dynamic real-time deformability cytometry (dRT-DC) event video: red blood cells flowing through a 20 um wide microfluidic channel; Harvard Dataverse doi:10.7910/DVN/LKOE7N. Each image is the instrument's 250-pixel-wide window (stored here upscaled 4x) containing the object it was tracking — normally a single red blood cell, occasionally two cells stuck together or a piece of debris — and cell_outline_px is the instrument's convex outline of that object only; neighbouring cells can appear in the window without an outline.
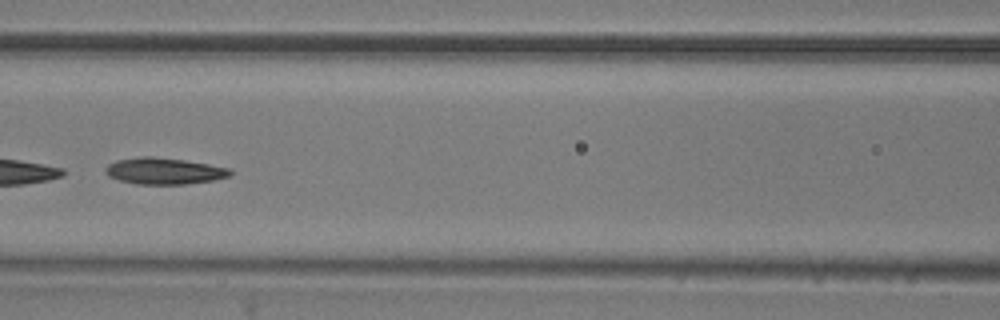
{"species": "common noctule bat (a hibernating species)", "species_latin": "Nyctalus noctula", "temperature_condition": "room temperature", "stored_images_in_passage": 52, "camera_frame_rate_fps": 3000, "um_per_image_px": 0.085, "animal": {"sex": "male", "body_mass_g": 20.5, "forearm_length_mm": 52.5}, "frame": {"image": 1, "passage_image": 23, "time_ms": 7.333, "image_size_px": [1000, 320], "cell_outline_px": [[232, 176], [212, 180], [188, 184], [136, 184], [120, 180], [108, 176], [104, 172], [104, 168], [108, 164], [116, 160], [144, 156], [152, 156], [184, 160], [232, 168]], "centroid_in_image_um": [13.96, 14.53], "position_along_channel_um": 152.6, "area_um2": 19.36}}